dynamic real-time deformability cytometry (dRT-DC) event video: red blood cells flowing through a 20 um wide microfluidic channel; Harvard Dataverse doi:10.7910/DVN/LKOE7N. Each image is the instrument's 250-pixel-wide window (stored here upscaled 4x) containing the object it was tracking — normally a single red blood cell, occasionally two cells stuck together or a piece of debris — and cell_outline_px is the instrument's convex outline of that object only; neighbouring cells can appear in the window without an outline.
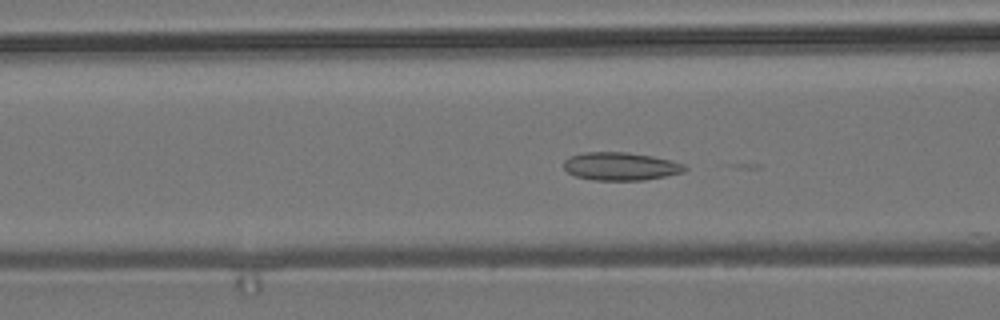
{"species": "common noctule bat (a hibernating species)", "species_latin": "Nyctalus noctula", "temperature_condition": "room temperature", "stored_images_in_passage": 37, "camera_frame_rate_fps": 3000, "um_per_image_px": 0.085, "animal": {"sex": "male", "body_mass_g": 19.2, "forearm_length_mm": 51.8}, "frame": {"image": 1, "passage_image": 21, "time_ms": 6.667, "image_size_px": [1000, 320], "cell_outline_px": [[688, 168], [684, 172], [644, 180], [592, 180], [576, 176], [568, 172], [564, 168], [564, 160], [572, 156], [584, 152], [628, 152], [652, 156], [684, 164]], "centroid_in_image_um": [52.75, 14.14], "position_along_channel_um": 113.9, "area_um2": 19.65}}
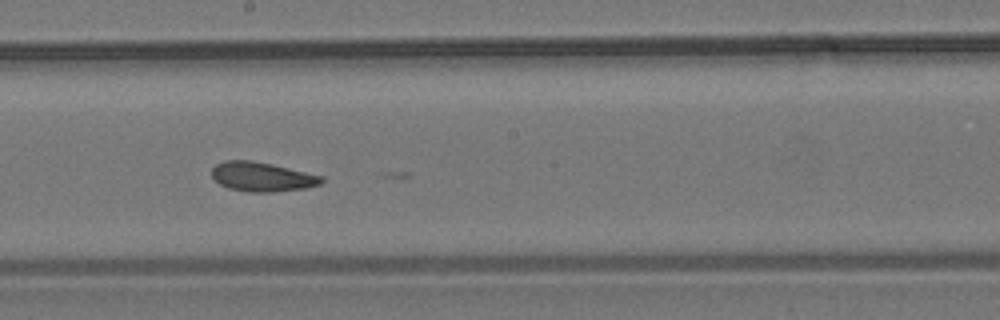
{"frame": {"image": 2, "passage_image": 30, "time_ms": 9.667, "image_size_px": [1000, 320], "cell_outline_px": [[324, 180], [320, 184], [304, 188], [276, 192], [248, 192], [228, 188], [220, 184], [212, 176], [212, 168], [216, 164], [224, 160], [252, 160], [272, 164], [324, 176]], "centroid_in_image_um": [22.27, 15.02], "position_along_channel_um": 225.9, "area_um2": 18.84}}
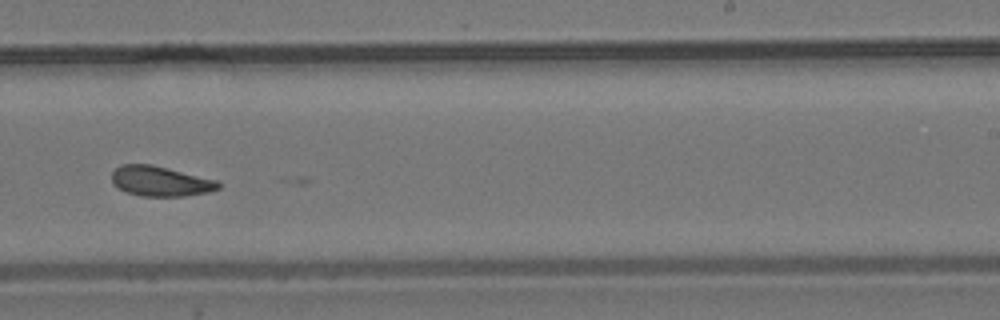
{"frame": {"image": 3, "passage_image": 34, "time_ms": 11.0, "image_size_px": [1000, 320], "cell_outline_px": [[220, 188], [208, 192], [184, 196], [140, 196], [124, 192], [112, 184], [112, 172], [120, 164], [152, 164], [216, 180], [220, 184]], "centroid_in_image_um": [13.58, 15.4], "position_along_channel_um": 275.4, "area_um2": 18.73}}